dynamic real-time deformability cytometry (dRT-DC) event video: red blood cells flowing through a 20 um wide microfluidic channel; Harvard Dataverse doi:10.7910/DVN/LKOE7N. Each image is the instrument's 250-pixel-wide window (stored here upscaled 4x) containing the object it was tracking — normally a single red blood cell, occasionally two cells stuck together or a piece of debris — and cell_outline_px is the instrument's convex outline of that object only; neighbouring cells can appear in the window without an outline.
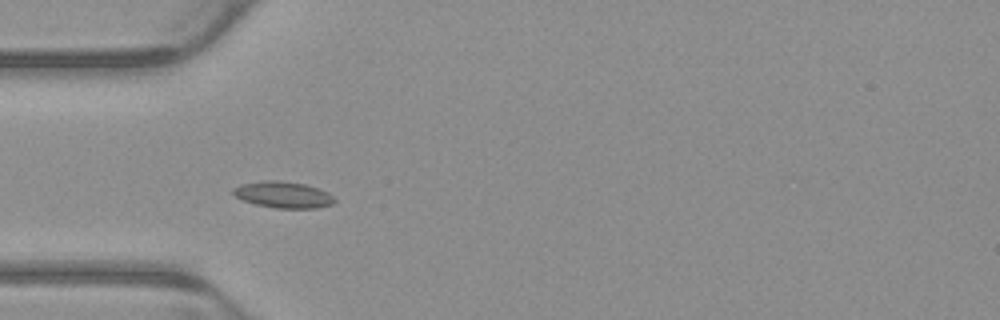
{"species": "common noctule bat (a hibernating species)", "species_latin": "Nyctalus noctula", "temperature_condition": "warm", "stored_images_in_passage": 8, "camera_frame_rate_fps": 3000, "um_per_image_px": 0.085, "animal": {"sex": "male", "body_mass_g": 23.1, "forearm_length_mm": 52.7}, "frame": {"image": 1, "passage_image": 5, "time_ms": 1.333, "image_size_px": [1000, 320], "cell_outline_px": [[336, 200], [332, 204], [316, 208], [276, 208], [256, 204], [244, 200], [236, 196], [232, 192], [232, 188], [240, 184], [264, 180], [280, 180], [304, 184], [328, 192]], "centroid_in_image_um": [24.06, 16.54], "position_along_channel_um": 60.9, "area_um2": 15.49}}
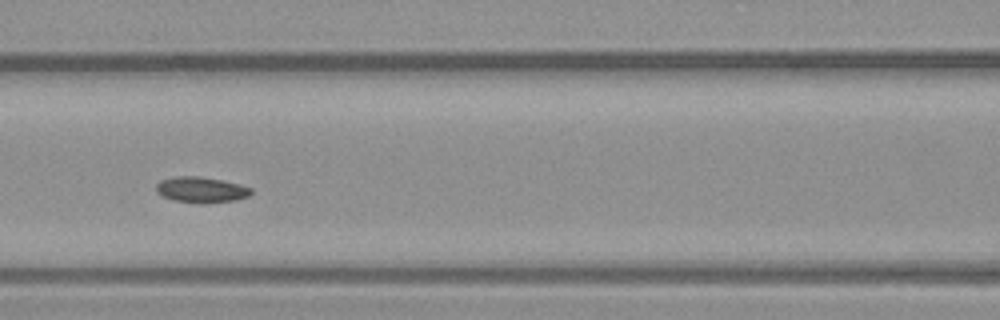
{"frame": {"image": 2, "passage_image": 7, "time_ms": 2.0, "image_size_px": [1000, 320], "cell_outline_px": [[252, 192], [248, 196], [236, 200], [204, 204], [200, 204], [176, 200], [160, 196], [156, 192], [156, 184], [160, 180], [176, 176], [200, 176], [224, 180], [240, 184], [252, 188]], "centroid_in_image_um": [17.1, 16.13], "position_along_channel_um": 149.5, "area_um2": 14.51}}
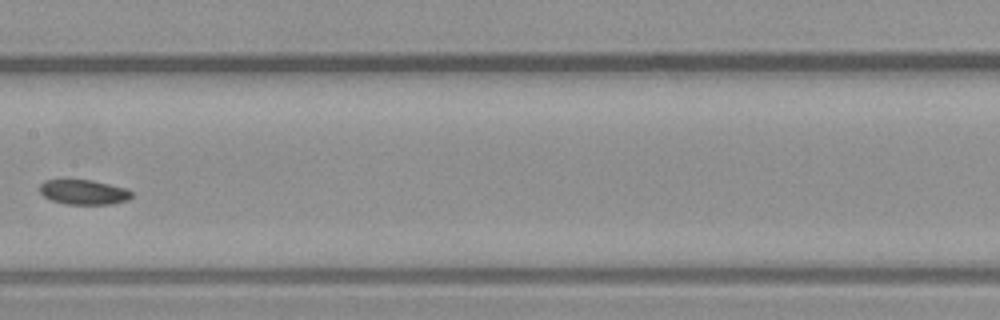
{"frame": {"image": 3, "passage_image": 8, "time_ms": 2.333, "image_size_px": [1000, 320], "cell_outline_px": [[132, 196], [128, 200], [112, 204], [64, 204], [52, 200], [44, 196], [40, 192], [40, 184], [44, 180], [64, 176], [92, 180], [128, 188], [132, 192]], "centroid_in_image_um": [7.07, 16.27], "position_along_channel_um": 200.3, "area_um2": 14.05}}